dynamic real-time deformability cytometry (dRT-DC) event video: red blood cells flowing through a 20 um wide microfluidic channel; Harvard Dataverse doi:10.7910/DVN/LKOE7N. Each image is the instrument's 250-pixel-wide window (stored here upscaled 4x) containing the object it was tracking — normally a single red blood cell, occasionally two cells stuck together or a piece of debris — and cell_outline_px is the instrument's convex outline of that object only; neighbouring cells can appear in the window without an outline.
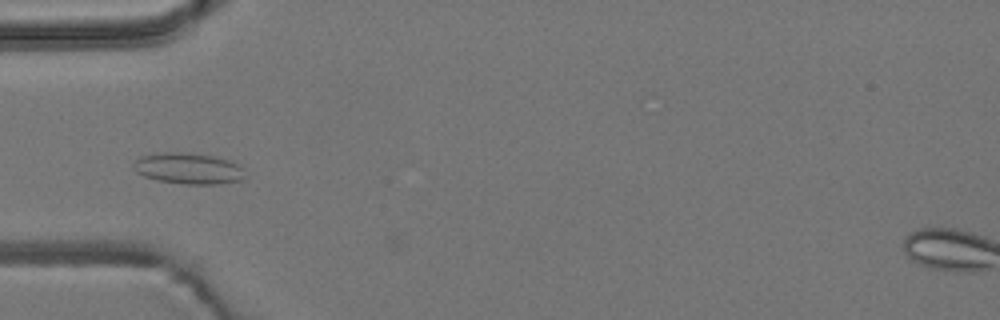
{"species": "common noctule bat (a hibernating species)", "species_latin": "Nyctalus noctula", "temperature_condition": "room temperature", "stored_images_in_passage": 39, "camera_frame_rate_fps": 3000, "um_per_image_px": 0.085, "animal": {"sex": "male", "body_mass_g": 19.2, "forearm_length_mm": 51.8}, "frame": {"image": 1, "passage_image": 1, "time_ms": 0.0, "image_size_px": [1000, 320], "cell_outline_px": [[244, 180], [220, 184], [184, 184], [156, 180], [144, 176], [136, 172], [132, 168], [132, 164], [140, 156], [164, 152], [180, 152], [212, 156], [232, 160], [244, 168]], "centroid_in_image_um": [16.03, 14.33], "position_along_channel_um": 69.0, "area_um2": 20.46}}
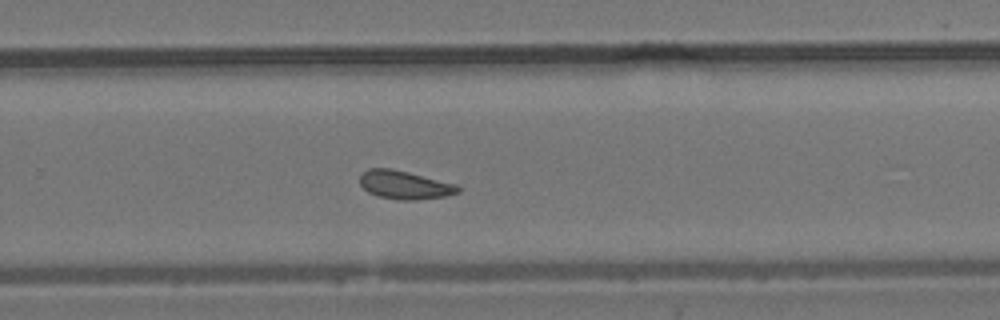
{"frame": {"image": 2, "passage_image": 19, "time_ms": 6.0, "image_size_px": [1000, 320], "cell_outline_px": [[460, 192], [448, 196], [416, 200], [400, 200], [376, 196], [368, 192], [360, 184], [360, 172], [368, 168], [392, 168], [456, 184], [460, 188]], "centroid_in_image_um": [34.37, 15.72], "position_along_channel_um": 295.4, "area_um2": 16.42}}
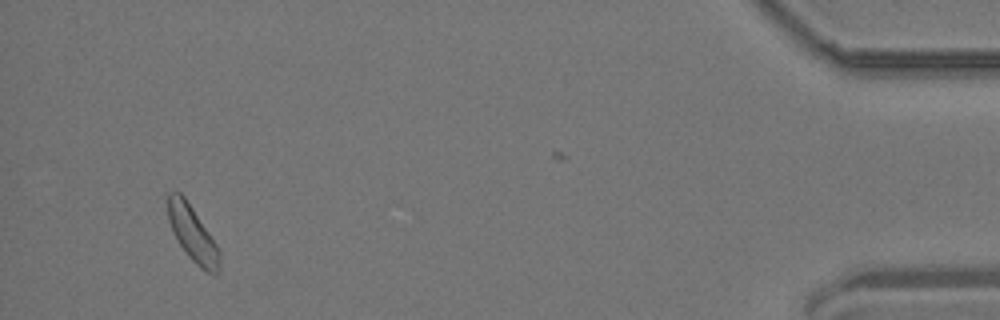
{"frame": {"image": 3, "passage_image": 35, "time_ms": 11.333, "image_size_px": [1000, 320], "cell_outline_px": [[220, 272], [216, 276], [200, 268], [188, 256], [172, 232], [168, 220], [168, 192], [180, 192], [184, 196], [216, 244], [220, 252]], "centroid_in_image_um": [16.38, 19.91], "position_along_channel_um": 418.8, "area_um2": 16.53}, "authors_computed_cell_mechanics": {"area_um2": 16.1262, "velocity_mm_per_s": 3.783, "shape_relaxation_time_tau1_ms": null, "shape_relaxation_time_tau2_ms": 6.6245, "deformation_change_tau1": null, "deformation_change_tau2": 0.1305}}